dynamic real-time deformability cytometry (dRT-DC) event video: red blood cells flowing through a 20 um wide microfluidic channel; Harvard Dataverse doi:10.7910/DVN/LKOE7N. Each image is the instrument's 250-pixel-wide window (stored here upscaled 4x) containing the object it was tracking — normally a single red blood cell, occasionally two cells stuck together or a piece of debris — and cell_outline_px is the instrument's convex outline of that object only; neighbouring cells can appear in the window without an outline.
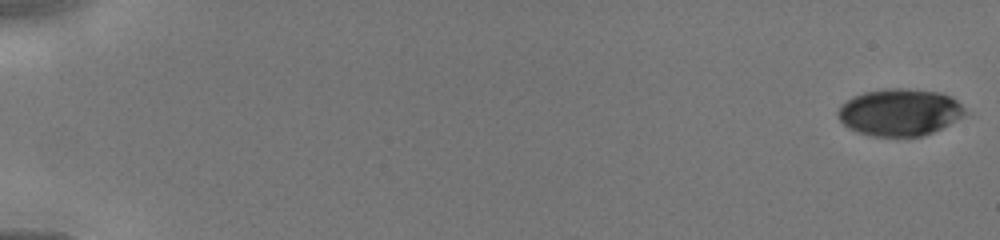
{"species": "human", "species_latin": "Homo sapiens", "temperature_condition": "cold", "stored_images_in_passage": 41, "camera_frame_rate_fps": 3000, "um_per_image_px": 0.085, "donor": {"sex": "male"}, "frame": {"image": 1, "passage_image": 1, "time_ms": 0.0, "image_size_px": [1000, 240], "cell_outline_px": [[964, 116], [932, 132], [920, 136], [872, 136], [856, 132], [848, 128], [840, 120], [836, 112], [840, 104], [852, 96], [864, 92], [888, 88], [908, 88], [940, 92], [952, 96], [964, 108]], "centroid_in_image_um": [76.42, 9.53], "position_along_channel_um": 8.6, "area_um2": 34.91}}
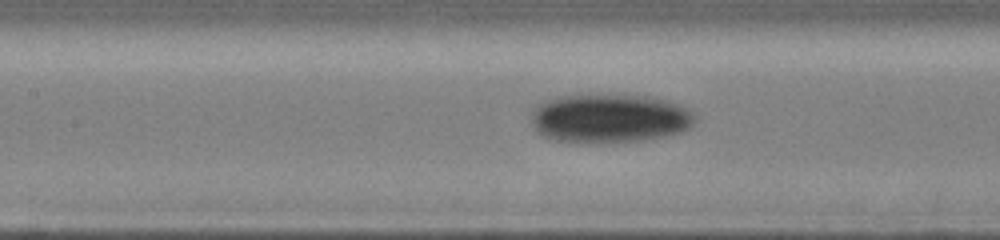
{"frame": {"image": 2, "passage_image": 19, "time_ms": 7.333, "image_size_px": [1000, 240], "cell_outline_px": [[696, 120], [688, 128], [680, 132], [644, 140], [608, 144], [600, 144], [556, 140], [544, 136], [536, 132], [532, 124], [532, 112], [536, 104], [544, 100], [560, 96], [580, 92], [620, 92], [652, 96], [668, 100], [680, 104], [688, 108], [692, 112]], "centroid_in_image_um": [51.78, 10.0], "position_along_channel_um": 155.6, "area_um2": 48.78}}
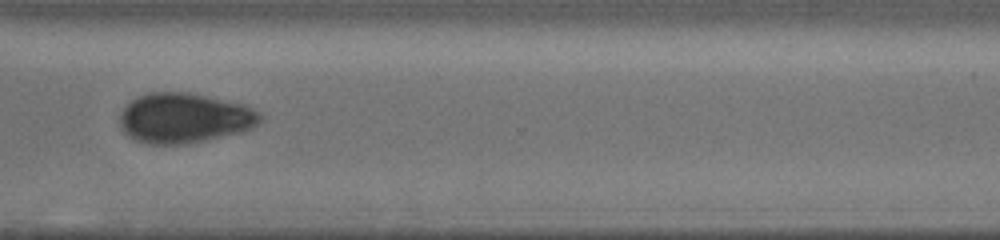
{"frame": {"image": 3, "passage_image": 31, "time_ms": 11.667, "image_size_px": [1000, 240], "cell_outline_px": [[264, 116], [256, 124], [240, 132], [204, 140], [184, 144], [148, 144], [136, 140], [124, 132], [120, 124], [120, 112], [132, 100], [148, 92], [184, 92], [244, 104], [260, 112]], "centroid_in_image_um": [15.65, 10.03], "position_along_channel_um": 354.9, "area_um2": 40.4}}